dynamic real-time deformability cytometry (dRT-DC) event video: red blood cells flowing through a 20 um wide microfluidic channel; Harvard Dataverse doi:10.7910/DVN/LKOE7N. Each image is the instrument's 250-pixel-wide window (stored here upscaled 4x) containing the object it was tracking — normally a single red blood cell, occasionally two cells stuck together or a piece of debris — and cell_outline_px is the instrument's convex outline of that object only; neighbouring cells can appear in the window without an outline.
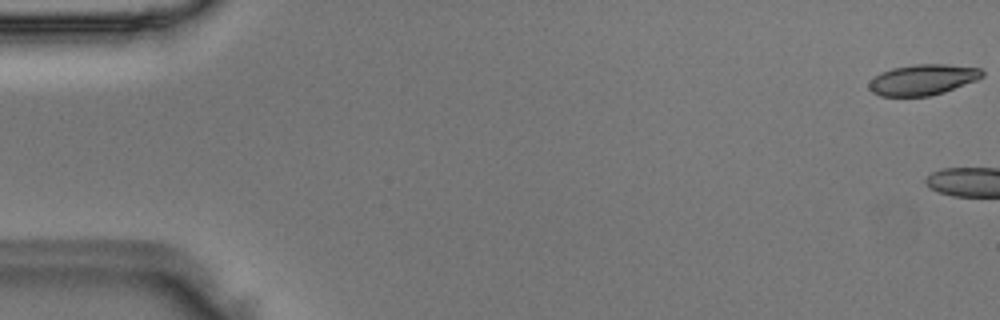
{"species": "Egyptian fruit bat (a non-hibernating species)", "species_latin": "Rousettus aegyptiacus", "temperature_condition": "room temperature", "stored_images_in_passage": 4, "camera_frame_rate_fps": 3000, "um_per_image_px": 0.085, "animal": {"sex": "male"}, "frame": {"image": 1, "passage_image": 1, "time_ms": 0.0, "image_size_px": [1000, 320], "cell_outline_px": [[984, 76], [976, 80], [944, 92], [928, 96], [880, 96], [872, 92], [868, 88], [868, 84], [880, 72], [892, 68], [916, 64], [944, 64], [980, 68], [984, 72]], "centroid_in_image_um": [78.43, 6.77], "position_along_channel_um": 6.6, "area_um2": 20.17}}